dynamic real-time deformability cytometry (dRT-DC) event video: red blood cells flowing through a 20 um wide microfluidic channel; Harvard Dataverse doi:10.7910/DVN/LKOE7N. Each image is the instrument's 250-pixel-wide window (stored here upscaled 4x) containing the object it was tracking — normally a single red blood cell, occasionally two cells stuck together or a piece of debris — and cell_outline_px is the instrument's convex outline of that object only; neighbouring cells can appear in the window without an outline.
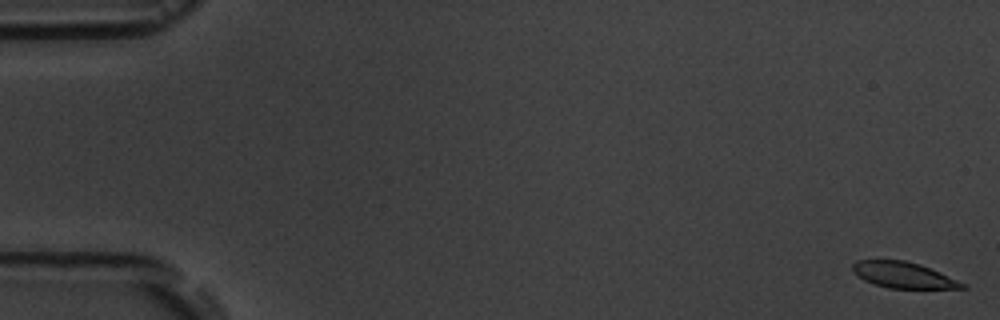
{"species": "common noctule bat (a hibernating species)", "species_latin": "Nyctalus noctula", "temperature_condition": "room temperature", "stored_images_in_passage": 5, "camera_frame_rate_fps": 3000, "um_per_image_px": 0.085, "animal": {"sex": "male", "body_mass_g": 19.5, "forearm_length_mm": 54.6}, "frame": {"image": 1, "passage_image": 1, "time_ms": 0.0, "image_size_px": [1000, 320], "cell_outline_px": [[968, 288], [888, 288], [864, 280], [856, 276], [852, 272], [852, 264], [856, 260], [904, 260], [920, 264], [940, 272], [964, 284]], "centroid_in_image_um": [76.72, 23.36], "position_along_channel_um": 8.3, "area_um2": 16.47}}
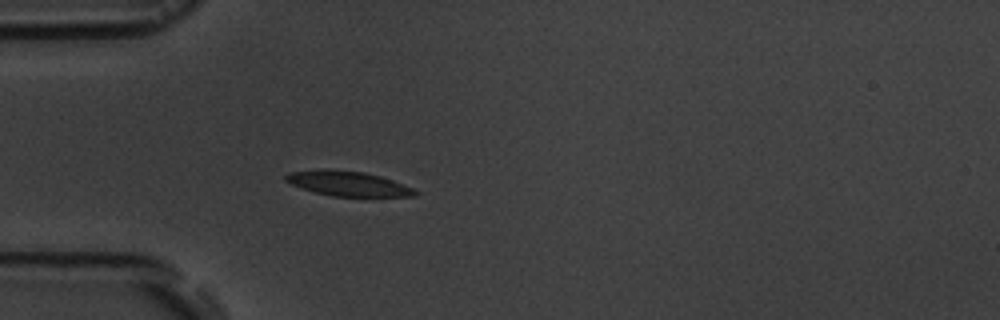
{"frame": {"image": 2, "passage_image": 5, "time_ms": 5.333, "image_size_px": [1000, 320], "cell_outline_px": [[420, 192], [416, 196], [332, 196], [316, 192], [292, 184], [284, 180], [284, 176], [288, 172], [320, 168], [364, 172], [380, 176], [392, 180], [412, 188]], "centroid_in_image_um": [29.55, 15.59], "position_along_channel_um": 55.4, "area_um2": 18.61}}